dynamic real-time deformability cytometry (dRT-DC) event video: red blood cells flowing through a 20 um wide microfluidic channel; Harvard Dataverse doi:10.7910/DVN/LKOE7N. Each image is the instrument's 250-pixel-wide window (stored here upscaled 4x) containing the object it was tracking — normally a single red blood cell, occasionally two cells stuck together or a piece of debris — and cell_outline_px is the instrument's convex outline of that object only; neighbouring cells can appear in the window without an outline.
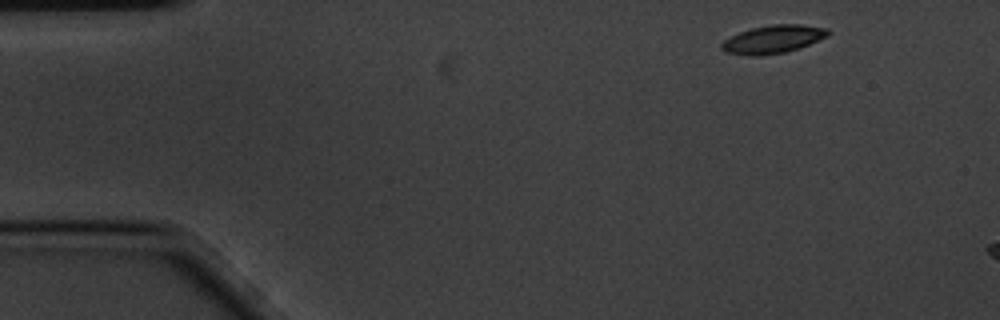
{"species": "common noctule bat (a hibernating species)", "species_latin": "Nyctalus noctula", "temperature_condition": "cold", "stored_images_in_passage": 3, "camera_frame_rate_fps": 3000, "um_per_image_px": 0.085, "animal": {"sex": "male", "body_mass_g": 20.1, "forearm_length_mm": 53.5}, "frame": {"image": 1, "passage_image": 1, "time_ms": 0.0, "image_size_px": [1000, 320], "cell_outline_px": [[828, 36], [800, 48], [784, 52], [756, 56], [752, 56], [724, 52], [720, 48], [720, 44], [724, 40], [740, 32], [752, 28], [772, 24], [800, 24], [828, 28]], "centroid_in_image_um": [65.7, 3.34], "position_along_channel_um": 19.3, "area_um2": 17.34}}